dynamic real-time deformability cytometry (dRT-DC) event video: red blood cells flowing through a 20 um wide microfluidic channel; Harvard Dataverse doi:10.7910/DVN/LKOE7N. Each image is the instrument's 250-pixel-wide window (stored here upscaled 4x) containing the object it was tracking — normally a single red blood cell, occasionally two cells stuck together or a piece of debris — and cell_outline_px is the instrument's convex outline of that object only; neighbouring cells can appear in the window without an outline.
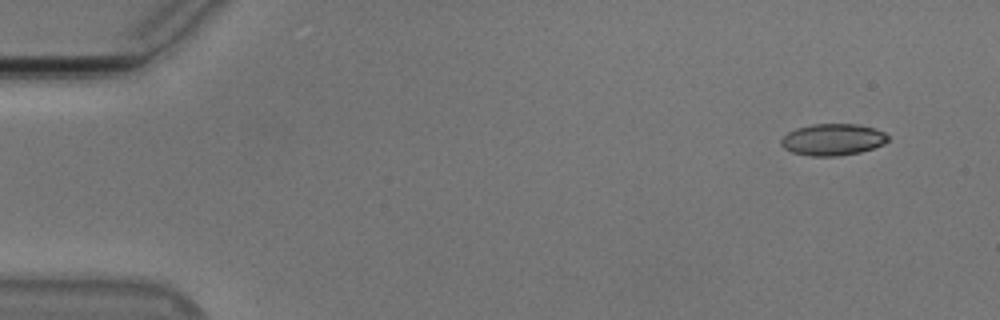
{"species": "Egyptian fruit bat (a non-hibernating species)", "species_latin": "Rousettus aegyptiacus", "temperature_condition": "cold", "stored_images_in_passage": 52, "camera_frame_rate_fps": 3000, "um_per_image_px": 0.085, "animal": {"sex": "male"}, "frame": {"image": 1, "passage_image": 2, "time_ms": 0.333, "image_size_px": [1000, 320], "cell_outline_px": [[888, 140], [884, 144], [860, 152], [836, 156], [808, 156], [792, 152], [784, 148], [780, 144], [780, 140], [788, 132], [796, 128], [812, 124], [860, 124], [884, 132], [888, 136]], "centroid_in_image_um": [70.76, 11.86], "position_along_channel_um": 14.2, "area_um2": 19.71}}
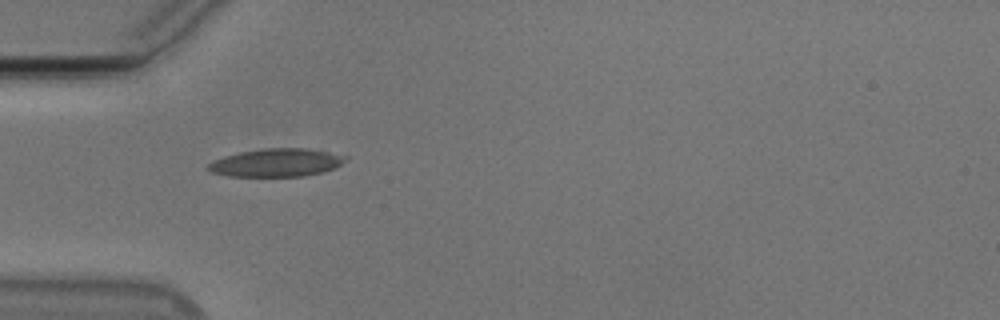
{"frame": {"image": 2, "passage_image": 15, "time_ms": 4.667, "image_size_px": [1000, 320], "cell_outline_px": [[348, 160], [336, 168], [304, 176], [228, 176], [212, 172], [208, 168], [208, 164], [224, 156], [240, 152], [264, 148], [308, 148], [348, 156]], "centroid_in_image_um": [23.55, 13.82], "position_along_channel_um": 61.4, "area_um2": 22.37}}
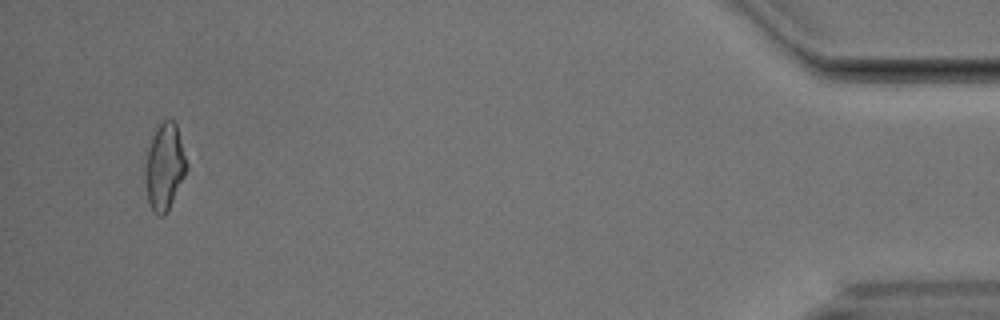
{"frame": {"image": 3, "passage_image": 50, "time_ms": 16.333, "image_size_px": [1000, 320], "cell_outline_px": [[188, 168], [164, 216], [160, 216], [148, 204], [144, 180], [144, 164], [148, 148], [152, 136], [156, 128], [164, 120], [172, 120], [176, 124], [188, 164]], "centroid_in_image_um": [13.96, 14.16], "position_along_channel_um": 421.2, "area_um2": 20.75}}